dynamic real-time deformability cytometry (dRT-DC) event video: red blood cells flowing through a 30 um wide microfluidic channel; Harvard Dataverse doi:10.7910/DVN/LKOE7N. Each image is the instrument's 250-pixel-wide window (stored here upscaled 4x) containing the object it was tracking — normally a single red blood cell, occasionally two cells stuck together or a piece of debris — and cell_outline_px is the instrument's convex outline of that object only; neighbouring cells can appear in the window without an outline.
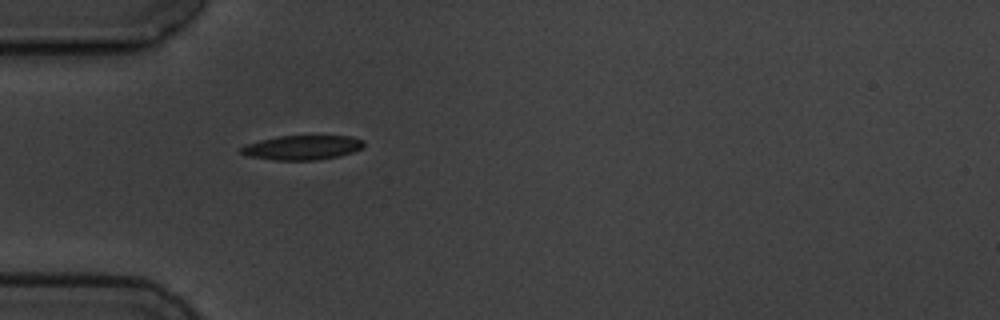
{"species": "common noctule bat (a hibernating species)", "species_latin": "Nyctalus noctula", "temperature_condition": "cold", "stored_images_in_passage": 1, "camera_frame_rate_fps": 3000, "um_per_image_px": 0.085, "animal": {"sex": "male", "body_mass_g": 19.5, "forearm_length_mm": 54.6}, "frame": {"image": 1, "passage_image": 1, "time_ms": 0.0, "image_size_px": [1000, 320], "cell_outline_px": [[364, 148], [340, 156], [316, 160], [276, 160], [248, 156], [240, 152], [240, 148], [248, 144], [260, 140], [280, 136], [352, 136], [364, 140]], "centroid_in_image_um": [25.74, 12.54], "position_along_channel_um": 59.3, "area_um2": 17.46}}